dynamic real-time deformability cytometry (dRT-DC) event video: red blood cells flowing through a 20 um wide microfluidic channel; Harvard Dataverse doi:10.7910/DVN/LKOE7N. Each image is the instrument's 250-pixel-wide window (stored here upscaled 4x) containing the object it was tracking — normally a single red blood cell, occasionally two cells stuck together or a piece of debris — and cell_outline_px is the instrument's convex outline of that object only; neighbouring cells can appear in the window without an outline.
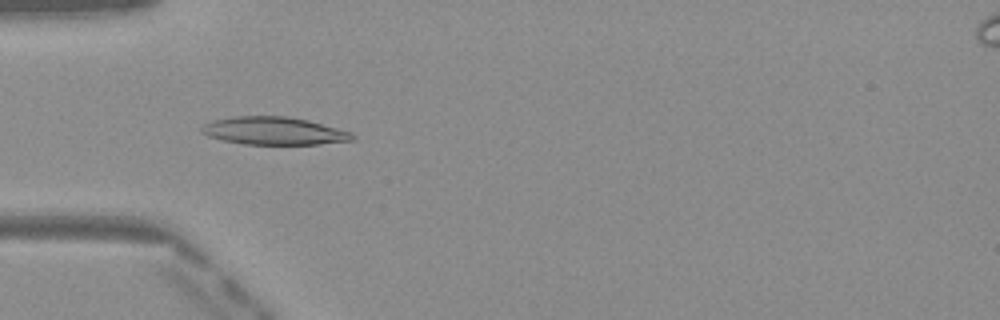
{"species": "Egyptian fruit bat (a non-hibernating species)", "species_latin": "Rousettus aegyptiacus", "temperature_condition": "warm", "stored_images_in_passage": 40, "camera_frame_rate_fps": 3000, "um_per_image_px": 0.085, "frame": {"image": 1, "passage_image": 6, "time_ms": 1.667, "image_size_px": [1000, 320], "cell_outline_px": [[356, 140], [320, 144], [244, 144], [224, 140], [208, 136], [200, 132], [200, 128], [204, 124], [212, 120], [232, 116], [288, 116], [308, 120], [352, 132], [356, 136]], "centroid_in_image_um": [23.3, 11.12], "position_along_channel_um": 61.7, "area_um2": 24.57}}
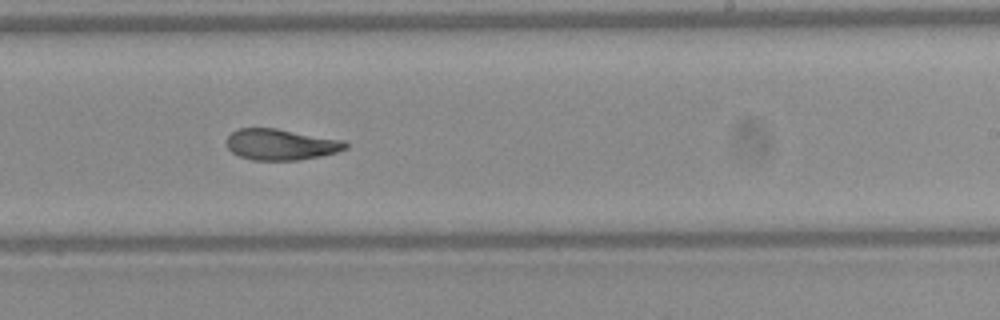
{"frame": {"image": 2, "passage_image": 21, "time_ms": 6.667, "image_size_px": [1000, 320], "cell_outline_px": [[348, 148], [336, 152], [320, 156], [296, 160], [252, 160], [240, 156], [232, 152], [228, 148], [228, 136], [236, 128], [276, 128], [344, 140], [348, 144]], "centroid_in_image_um": [23.89, 12.27], "position_along_channel_um": 265.1, "area_um2": 21.44}}
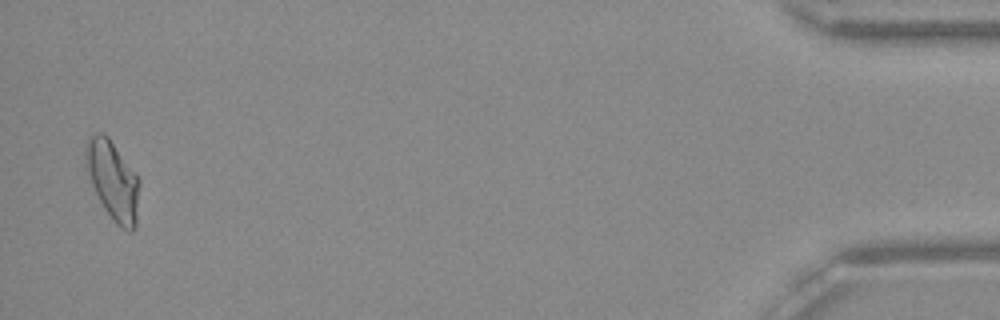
{"frame": {"image": 3, "passage_image": 39, "time_ms": 12.667, "image_size_px": [1000, 320], "cell_outline_px": [[140, 184], [136, 228], [132, 232], [128, 232], [120, 228], [116, 224], [104, 208], [92, 184], [84, 164], [84, 144], [88, 136], [96, 132], [104, 132], [108, 136], [140, 180]], "centroid_in_image_um": [9.58, 15.32], "position_along_channel_um": 425.6, "area_um2": 25.09}, "authors_computed_cell_mechanics": {"area_um2": 22.5131, "velocity_mm_per_s": 4.1038, "shape_relaxation_time_tau1_ms": 10.3088, "shape_relaxation_time_tau2_ms": 3.2731, "deformation_change_tau1": 0.2658, "deformation_change_tau2": 0.1005}}